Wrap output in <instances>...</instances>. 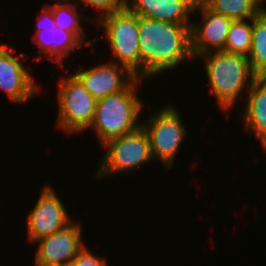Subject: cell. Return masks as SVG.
I'll use <instances>...</instances> for the list:
<instances>
[{"mask_svg":"<svg viewBox=\"0 0 266 266\" xmlns=\"http://www.w3.org/2000/svg\"><path fill=\"white\" fill-rule=\"evenodd\" d=\"M140 79L172 70L187 59L193 60L191 26L138 16Z\"/></svg>","mask_w":266,"mask_h":266,"instance_id":"1","label":"cell"},{"mask_svg":"<svg viewBox=\"0 0 266 266\" xmlns=\"http://www.w3.org/2000/svg\"><path fill=\"white\" fill-rule=\"evenodd\" d=\"M198 57H205V71L209 85L218 105L224 111L233 109L243 90L247 88L248 91L258 78L245 55L210 51ZM248 82L250 83L247 84Z\"/></svg>","mask_w":266,"mask_h":266,"instance_id":"2","label":"cell"},{"mask_svg":"<svg viewBox=\"0 0 266 266\" xmlns=\"http://www.w3.org/2000/svg\"><path fill=\"white\" fill-rule=\"evenodd\" d=\"M143 79L136 78L125 90L97 100L95 115L89 129L96 132L100 145L137 130L143 103L136 89Z\"/></svg>","mask_w":266,"mask_h":266,"instance_id":"3","label":"cell"},{"mask_svg":"<svg viewBox=\"0 0 266 266\" xmlns=\"http://www.w3.org/2000/svg\"><path fill=\"white\" fill-rule=\"evenodd\" d=\"M97 18V19H95ZM91 21L100 24L105 31V43L111 47L112 58L109 61L124 66L137 78H140V46L138 31V15L125 7L111 14Z\"/></svg>","mask_w":266,"mask_h":266,"instance_id":"4","label":"cell"},{"mask_svg":"<svg viewBox=\"0 0 266 266\" xmlns=\"http://www.w3.org/2000/svg\"><path fill=\"white\" fill-rule=\"evenodd\" d=\"M107 150L96 172L97 178L134 172L154 160L148 133L141 125L137 130L113 138L103 145Z\"/></svg>","mask_w":266,"mask_h":266,"instance_id":"5","label":"cell"},{"mask_svg":"<svg viewBox=\"0 0 266 266\" xmlns=\"http://www.w3.org/2000/svg\"><path fill=\"white\" fill-rule=\"evenodd\" d=\"M58 85L57 128L68 134L88 129L94 119L97 100L73 74L61 77Z\"/></svg>","mask_w":266,"mask_h":266,"instance_id":"6","label":"cell"},{"mask_svg":"<svg viewBox=\"0 0 266 266\" xmlns=\"http://www.w3.org/2000/svg\"><path fill=\"white\" fill-rule=\"evenodd\" d=\"M180 115L176 107L168 105L142 122L149 136L153 159L161 161L166 170L174 164L175 156L188 132Z\"/></svg>","mask_w":266,"mask_h":266,"instance_id":"7","label":"cell"},{"mask_svg":"<svg viewBox=\"0 0 266 266\" xmlns=\"http://www.w3.org/2000/svg\"><path fill=\"white\" fill-rule=\"evenodd\" d=\"M66 208L51 186H45L27 218L28 241L34 242L52 235L72 221Z\"/></svg>","mask_w":266,"mask_h":266,"instance_id":"8","label":"cell"},{"mask_svg":"<svg viewBox=\"0 0 266 266\" xmlns=\"http://www.w3.org/2000/svg\"><path fill=\"white\" fill-rule=\"evenodd\" d=\"M81 223L71 222L60 231L35 242L37 252L35 263L43 266H69L71 261L84 248Z\"/></svg>","mask_w":266,"mask_h":266,"instance_id":"9","label":"cell"},{"mask_svg":"<svg viewBox=\"0 0 266 266\" xmlns=\"http://www.w3.org/2000/svg\"><path fill=\"white\" fill-rule=\"evenodd\" d=\"M197 10L203 21L191 25V50L194 58L210 51H222L233 21L211 10L202 0H197L193 14Z\"/></svg>","mask_w":266,"mask_h":266,"instance_id":"10","label":"cell"},{"mask_svg":"<svg viewBox=\"0 0 266 266\" xmlns=\"http://www.w3.org/2000/svg\"><path fill=\"white\" fill-rule=\"evenodd\" d=\"M8 48L0 44V89L7 94L8 100L19 104L38 95L40 89L19 60L27 59L28 55H16L14 48Z\"/></svg>","mask_w":266,"mask_h":266,"instance_id":"11","label":"cell"},{"mask_svg":"<svg viewBox=\"0 0 266 266\" xmlns=\"http://www.w3.org/2000/svg\"><path fill=\"white\" fill-rule=\"evenodd\" d=\"M89 68L77 70L73 75L96 100L125 90L137 78L127 68L112 61Z\"/></svg>","mask_w":266,"mask_h":266,"instance_id":"12","label":"cell"},{"mask_svg":"<svg viewBox=\"0 0 266 266\" xmlns=\"http://www.w3.org/2000/svg\"><path fill=\"white\" fill-rule=\"evenodd\" d=\"M197 0H125V8L139 17L191 26L189 16Z\"/></svg>","mask_w":266,"mask_h":266,"instance_id":"13","label":"cell"},{"mask_svg":"<svg viewBox=\"0 0 266 266\" xmlns=\"http://www.w3.org/2000/svg\"><path fill=\"white\" fill-rule=\"evenodd\" d=\"M32 41L39 47L38 53L43 55H39V61L40 58H47L58 66H63L65 57L83 45L72 32L57 27L54 30L42 29L35 32Z\"/></svg>","mask_w":266,"mask_h":266,"instance_id":"14","label":"cell"},{"mask_svg":"<svg viewBox=\"0 0 266 266\" xmlns=\"http://www.w3.org/2000/svg\"><path fill=\"white\" fill-rule=\"evenodd\" d=\"M249 94V95H248ZM244 126L255 134L266 153V77H258L247 92Z\"/></svg>","mask_w":266,"mask_h":266,"instance_id":"15","label":"cell"},{"mask_svg":"<svg viewBox=\"0 0 266 266\" xmlns=\"http://www.w3.org/2000/svg\"><path fill=\"white\" fill-rule=\"evenodd\" d=\"M57 3L53 4L45 3L44 5L48 6L52 10V16L56 22V27L61 28L62 30L72 32L82 43H85L87 46H92L93 42L97 41V38L94 37L92 40H86L84 29L82 28L81 21L85 19V15L80 14V11H77L78 5L74 3ZM86 40V42H84Z\"/></svg>","mask_w":266,"mask_h":266,"instance_id":"16","label":"cell"},{"mask_svg":"<svg viewBox=\"0 0 266 266\" xmlns=\"http://www.w3.org/2000/svg\"><path fill=\"white\" fill-rule=\"evenodd\" d=\"M253 19L252 41L247 56L257 77H266V7Z\"/></svg>","mask_w":266,"mask_h":266,"instance_id":"17","label":"cell"},{"mask_svg":"<svg viewBox=\"0 0 266 266\" xmlns=\"http://www.w3.org/2000/svg\"><path fill=\"white\" fill-rule=\"evenodd\" d=\"M211 10L234 20L254 19L262 10V0H202Z\"/></svg>","mask_w":266,"mask_h":266,"instance_id":"18","label":"cell"},{"mask_svg":"<svg viewBox=\"0 0 266 266\" xmlns=\"http://www.w3.org/2000/svg\"><path fill=\"white\" fill-rule=\"evenodd\" d=\"M234 20L230 24L226 45L222 51L248 56L251 49L253 19Z\"/></svg>","mask_w":266,"mask_h":266,"instance_id":"19","label":"cell"},{"mask_svg":"<svg viewBox=\"0 0 266 266\" xmlns=\"http://www.w3.org/2000/svg\"><path fill=\"white\" fill-rule=\"evenodd\" d=\"M78 0H74V2ZM85 6L98 10L100 16L118 12L125 7V0H80ZM101 11V12H100Z\"/></svg>","mask_w":266,"mask_h":266,"instance_id":"20","label":"cell"},{"mask_svg":"<svg viewBox=\"0 0 266 266\" xmlns=\"http://www.w3.org/2000/svg\"><path fill=\"white\" fill-rule=\"evenodd\" d=\"M69 266H107V261H105L103 257H97L91 250H88V247L85 245L71 261Z\"/></svg>","mask_w":266,"mask_h":266,"instance_id":"21","label":"cell"},{"mask_svg":"<svg viewBox=\"0 0 266 266\" xmlns=\"http://www.w3.org/2000/svg\"><path fill=\"white\" fill-rule=\"evenodd\" d=\"M44 8L42 9L38 19H37V31H41L42 29H51L54 30L56 28V22L52 16V10L46 5H43Z\"/></svg>","mask_w":266,"mask_h":266,"instance_id":"22","label":"cell"},{"mask_svg":"<svg viewBox=\"0 0 266 266\" xmlns=\"http://www.w3.org/2000/svg\"><path fill=\"white\" fill-rule=\"evenodd\" d=\"M57 1V0H56ZM69 1H73V0H58L57 3H67Z\"/></svg>","mask_w":266,"mask_h":266,"instance_id":"23","label":"cell"}]
</instances>
